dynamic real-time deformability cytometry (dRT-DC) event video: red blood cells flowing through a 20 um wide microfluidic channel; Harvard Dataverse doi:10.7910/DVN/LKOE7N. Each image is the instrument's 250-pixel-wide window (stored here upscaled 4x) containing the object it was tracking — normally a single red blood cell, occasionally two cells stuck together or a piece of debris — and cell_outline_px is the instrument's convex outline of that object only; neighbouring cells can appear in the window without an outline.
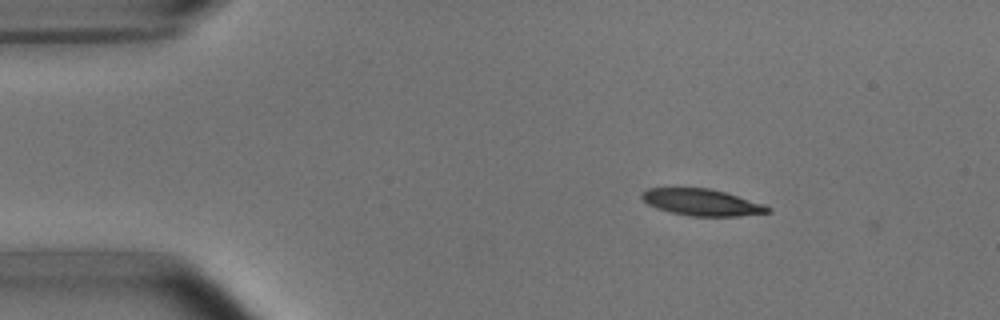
{"species": "common noctule bat (a hibernating species)", "species_latin": "Nyctalus noctula", "temperature_condition": "room temperature", "stored_images_in_passage": 3, "camera_frame_rate_fps": 3000, "um_per_image_px": 0.085, "animal": {"sex": "male", "body_mass_g": 15.6}, "frame": {"image": 1, "passage_image": 1, "time_ms": 0.0, "image_size_px": [1000, 320], "cell_outline_px": [[772, 212], [740, 216], [688, 216], [656, 208], [648, 204], [640, 196], [648, 188], [708, 188], [724, 192], [764, 204], [772, 208]], "centroid_in_image_um": [59.68, 17.21], "position_along_channel_um": 25.3, "area_um2": 19.42}}